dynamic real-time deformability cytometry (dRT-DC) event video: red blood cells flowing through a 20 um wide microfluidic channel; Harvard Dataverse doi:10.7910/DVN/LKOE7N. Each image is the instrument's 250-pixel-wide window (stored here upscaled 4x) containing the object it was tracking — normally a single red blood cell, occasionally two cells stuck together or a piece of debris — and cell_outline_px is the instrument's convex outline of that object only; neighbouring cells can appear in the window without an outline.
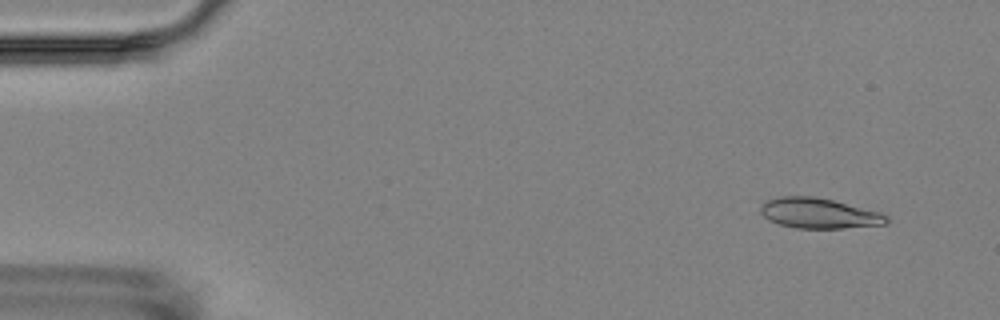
{"species": "Egyptian fruit bat (a non-hibernating species)", "species_latin": "Rousettus aegyptiacus", "temperature_condition": "room temperature", "stored_images_in_passage": 7, "camera_frame_rate_fps": 3000, "um_per_image_px": 0.085, "animal": {"sex": "female"}, "frame": {"image": 1, "passage_image": 2, "time_ms": 1.0, "image_size_px": [1000, 320], "cell_outline_px": [[888, 224], [844, 228], [796, 228], [780, 224], [768, 220], [760, 212], [760, 204], [764, 200], [780, 196], [816, 196], [880, 212], [888, 216]], "centroid_in_image_um": [69.58, 18.12], "position_along_channel_um": 15.4, "area_um2": 22.37}}
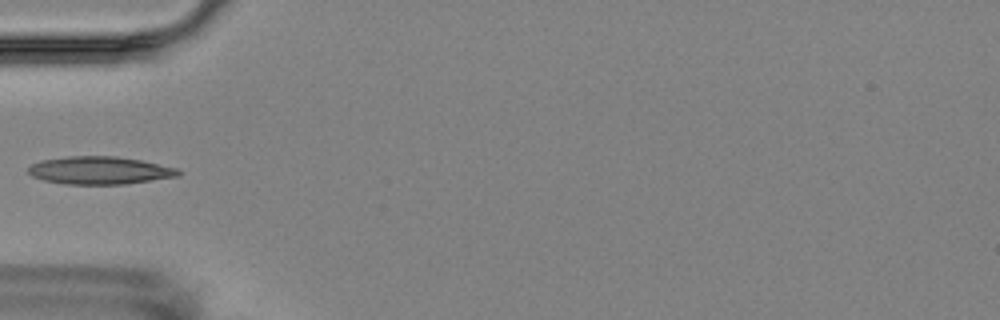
{"frame": {"image": 2, "passage_image": 6, "time_ms": 5.667, "image_size_px": [1000, 320], "cell_outline_px": [[180, 176], [124, 184], [68, 184], [44, 180], [32, 176], [28, 172], [28, 168], [32, 164], [40, 160], [68, 156], [116, 156], [140, 160], [176, 168], [180, 172]], "centroid_in_image_um": [8.45, 14.48], "position_along_channel_um": 76.5, "area_um2": 24.1}}
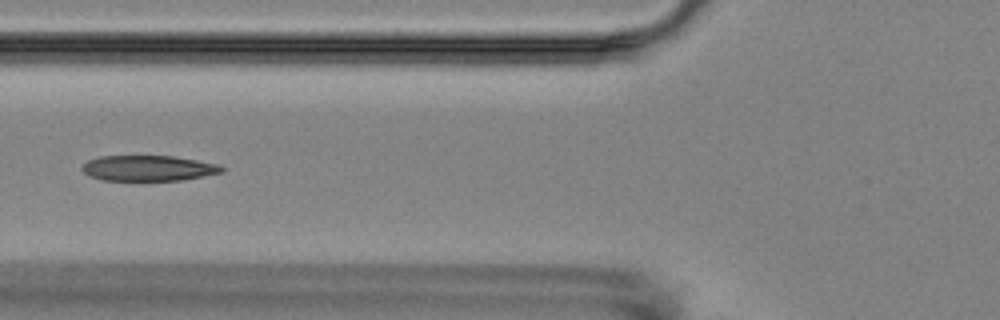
{"frame": {"image": 3, "passage_image": 7, "time_ms": 6.667, "image_size_px": [1000, 320], "cell_outline_px": [[224, 172], [204, 176], [180, 180], [100, 180], [88, 176], [80, 168], [88, 160], [100, 156], [172, 156], [220, 164], [224, 168]], "centroid_in_image_um": [12.6, 14.29], "position_along_channel_um": 113.2, "area_um2": 20.81}}